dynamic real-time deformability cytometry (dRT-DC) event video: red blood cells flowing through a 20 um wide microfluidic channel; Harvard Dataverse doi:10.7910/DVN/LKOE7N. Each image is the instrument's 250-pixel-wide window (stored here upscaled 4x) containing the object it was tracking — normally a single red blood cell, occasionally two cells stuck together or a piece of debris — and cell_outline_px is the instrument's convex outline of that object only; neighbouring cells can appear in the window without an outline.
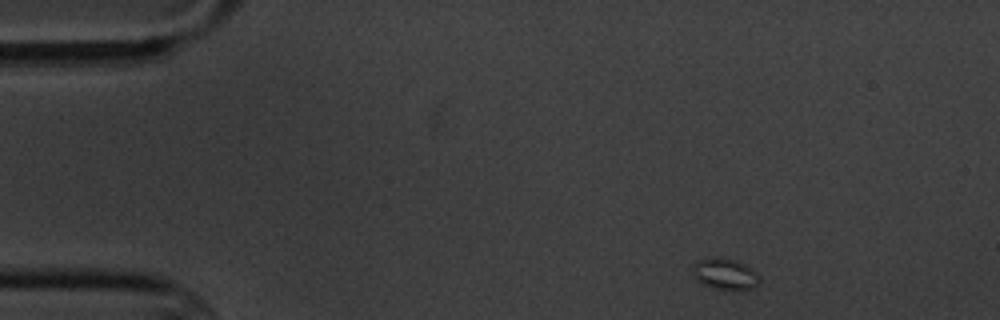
{"species": "common noctule bat (a hibernating species)", "species_latin": "Nyctalus noctula", "temperature_condition": "cold", "stored_images_in_passage": 6, "camera_frame_rate_fps": 3000, "um_per_image_px": 0.085, "animal": {"sex": "male", "body_mass_g": 20.1, "forearm_length_mm": 53.5}, "frame": {"image": 1, "passage_image": 1, "time_ms": 0.0, "image_size_px": [1000, 320], "cell_outline_px": [[760, 284], [744, 292], [732, 292], [712, 288], [700, 284], [692, 276], [692, 264], [700, 260], [712, 256], [720, 256], [736, 260], [744, 264], [756, 272], [760, 276]], "centroid_in_image_um": [61.62, 23.33], "position_along_channel_um": 23.4, "area_um2": 13.06}}